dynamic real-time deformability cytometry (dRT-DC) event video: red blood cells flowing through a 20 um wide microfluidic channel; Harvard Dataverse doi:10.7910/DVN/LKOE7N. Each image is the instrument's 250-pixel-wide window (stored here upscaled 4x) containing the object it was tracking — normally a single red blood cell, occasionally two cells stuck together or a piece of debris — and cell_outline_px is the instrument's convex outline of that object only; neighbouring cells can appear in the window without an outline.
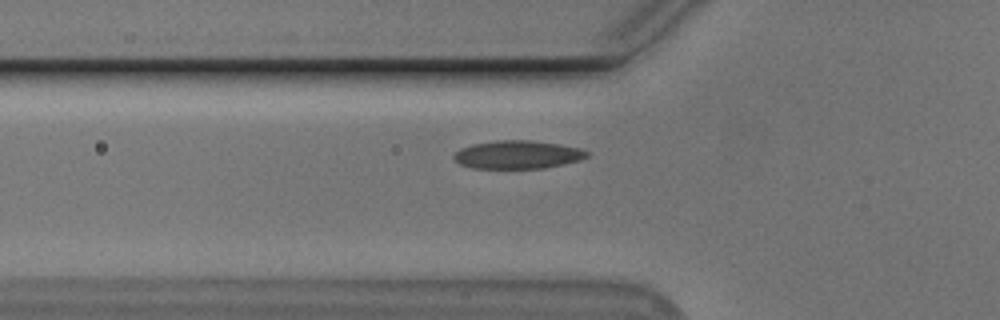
{"species": "Egyptian fruit bat (a non-hibernating species)", "species_latin": "Rousettus aegyptiacus", "temperature_condition": "cold", "stored_images_in_passage": 40, "camera_frame_rate_fps": 3000, "um_per_image_px": 0.085, "animal": {"sex": "male"}, "frame": {"image": 1, "passage_image": 9, "time_ms": 2.667, "image_size_px": [1000, 320], "cell_outline_px": [[588, 156], [580, 160], [564, 164], [544, 168], [472, 168], [460, 164], [452, 156], [460, 148], [472, 144], [496, 140], [532, 140], [560, 144], [580, 148], [588, 152]], "centroid_in_image_um": [44.0, 13.14], "position_along_channel_um": 81.8, "area_um2": 21.91}}
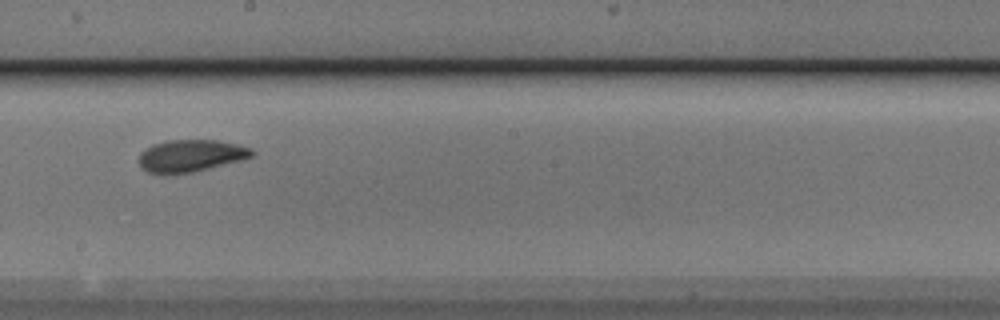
{"frame": {"image": 2, "passage_image": 21, "time_ms": 6.667, "image_size_px": [1000, 320], "cell_outline_px": [[256, 152], [252, 156], [240, 160], [192, 172], [168, 176], [148, 172], [140, 168], [140, 152], [144, 148], [152, 144], [164, 140], [216, 140], [236, 144], [252, 148]], "centroid_in_image_um": [16.15, 13.25], "position_along_channel_um": 232.0, "area_um2": 21.44}}
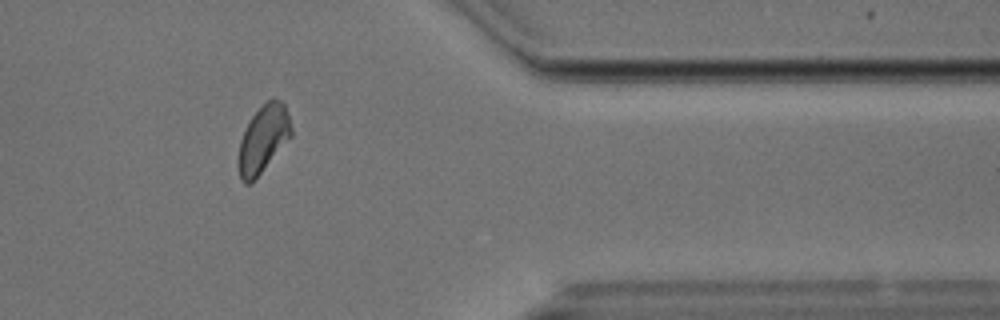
{"frame": {"image": 3, "passage_image": 35, "time_ms": 11.333, "image_size_px": [1000, 320], "cell_outline_px": [[292, 136], [252, 184], [244, 184], [240, 176], [240, 140], [252, 116], [272, 96], [280, 100], [284, 104], [292, 128]], "centroid_in_image_um": [22.41, 11.82], "position_along_channel_um": 389.0, "area_um2": 20.35}}